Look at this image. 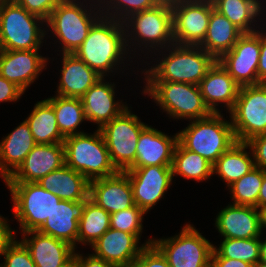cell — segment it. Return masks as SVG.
<instances>
[{
  "label": "cell",
  "mask_w": 266,
  "mask_h": 267,
  "mask_svg": "<svg viewBox=\"0 0 266 267\" xmlns=\"http://www.w3.org/2000/svg\"><path fill=\"white\" fill-rule=\"evenodd\" d=\"M178 134H167L147 126L141 133L136 147V160L130 168L172 165Z\"/></svg>",
  "instance_id": "obj_23"
},
{
  "label": "cell",
  "mask_w": 266,
  "mask_h": 267,
  "mask_svg": "<svg viewBox=\"0 0 266 267\" xmlns=\"http://www.w3.org/2000/svg\"><path fill=\"white\" fill-rule=\"evenodd\" d=\"M215 226L224 238L249 239L263 234L259 209L252 206L228 204L218 213Z\"/></svg>",
  "instance_id": "obj_22"
},
{
  "label": "cell",
  "mask_w": 266,
  "mask_h": 267,
  "mask_svg": "<svg viewBox=\"0 0 266 267\" xmlns=\"http://www.w3.org/2000/svg\"><path fill=\"white\" fill-rule=\"evenodd\" d=\"M2 139L0 142V175L5 181L23 163L36 143L26 120Z\"/></svg>",
  "instance_id": "obj_26"
},
{
  "label": "cell",
  "mask_w": 266,
  "mask_h": 267,
  "mask_svg": "<svg viewBox=\"0 0 266 267\" xmlns=\"http://www.w3.org/2000/svg\"><path fill=\"white\" fill-rule=\"evenodd\" d=\"M172 173L197 182L206 181L213 175V164L198 153L185 149L179 142L174 150Z\"/></svg>",
  "instance_id": "obj_35"
},
{
  "label": "cell",
  "mask_w": 266,
  "mask_h": 267,
  "mask_svg": "<svg viewBox=\"0 0 266 267\" xmlns=\"http://www.w3.org/2000/svg\"><path fill=\"white\" fill-rule=\"evenodd\" d=\"M5 183L12 195L13 212L21 233L38 230L61 200L37 182Z\"/></svg>",
  "instance_id": "obj_9"
},
{
  "label": "cell",
  "mask_w": 266,
  "mask_h": 267,
  "mask_svg": "<svg viewBox=\"0 0 266 267\" xmlns=\"http://www.w3.org/2000/svg\"><path fill=\"white\" fill-rule=\"evenodd\" d=\"M144 214L146 213L137 205L111 213L110 228L134 234L140 239Z\"/></svg>",
  "instance_id": "obj_39"
},
{
  "label": "cell",
  "mask_w": 266,
  "mask_h": 267,
  "mask_svg": "<svg viewBox=\"0 0 266 267\" xmlns=\"http://www.w3.org/2000/svg\"><path fill=\"white\" fill-rule=\"evenodd\" d=\"M109 228L110 214L88 197L80 213L77 244L92 245Z\"/></svg>",
  "instance_id": "obj_33"
},
{
  "label": "cell",
  "mask_w": 266,
  "mask_h": 267,
  "mask_svg": "<svg viewBox=\"0 0 266 267\" xmlns=\"http://www.w3.org/2000/svg\"><path fill=\"white\" fill-rule=\"evenodd\" d=\"M22 235L21 241L28 248L36 267H65L74 259L75 248L63 240L38 230L28 231Z\"/></svg>",
  "instance_id": "obj_20"
},
{
  "label": "cell",
  "mask_w": 266,
  "mask_h": 267,
  "mask_svg": "<svg viewBox=\"0 0 266 267\" xmlns=\"http://www.w3.org/2000/svg\"><path fill=\"white\" fill-rule=\"evenodd\" d=\"M140 239L128 232L109 228L95 243L91 245L93 255L117 267H134L141 251L152 244L148 239L138 246Z\"/></svg>",
  "instance_id": "obj_16"
},
{
  "label": "cell",
  "mask_w": 266,
  "mask_h": 267,
  "mask_svg": "<svg viewBox=\"0 0 266 267\" xmlns=\"http://www.w3.org/2000/svg\"><path fill=\"white\" fill-rule=\"evenodd\" d=\"M36 144L63 143L53 106L46 100L35 104L31 114L25 119Z\"/></svg>",
  "instance_id": "obj_31"
},
{
  "label": "cell",
  "mask_w": 266,
  "mask_h": 267,
  "mask_svg": "<svg viewBox=\"0 0 266 267\" xmlns=\"http://www.w3.org/2000/svg\"><path fill=\"white\" fill-rule=\"evenodd\" d=\"M228 113L237 141L248 142L266 134V84L240 87L235 105Z\"/></svg>",
  "instance_id": "obj_12"
},
{
  "label": "cell",
  "mask_w": 266,
  "mask_h": 267,
  "mask_svg": "<svg viewBox=\"0 0 266 267\" xmlns=\"http://www.w3.org/2000/svg\"><path fill=\"white\" fill-rule=\"evenodd\" d=\"M214 249L224 258L248 262L252 265L260 261V237L249 239L223 238Z\"/></svg>",
  "instance_id": "obj_37"
},
{
  "label": "cell",
  "mask_w": 266,
  "mask_h": 267,
  "mask_svg": "<svg viewBox=\"0 0 266 267\" xmlns=\"http://www.w3.org/2000/svg\"><path fill=\"white\" fill-rule=\"evenodd\" d=\"M263 239L260 237V261L266 262V238Z\"/></svg>",
  "instance_id": "obj_51"
},
{
  "label": "cell",
  "mask_w": 266,
  "mask_h": 267,
  "mask_svg": "<svg viewBox=\"0 0 266 267\" xmlns=\"http://www.w3.org/2000/svg\"><path fill=\"white\" fill-rule=\"evenodd\" d=\"M259 84H266V33L261 32V51L258 64Z\"/></svg>",
  "instance_id": "obj_48"
},
{
  "label": "cell",
  "mask_w": 266,
  "mask_h": 267,
  "mask_svg": "<svg viewBox=\"0 0 266 267\" xmlns=\"http://www.w3.org/2000/svg\"><path fill=\"white\" fill-rule=\"evenodd\" d=\"M82 206L83 202L60 200L38 231L63 240L76 249Z\"/></svg>",
  "instance_id": "obj_27"
},
{
  "label": "cell",
  "mask_w": 266,
  "mask_h": 267,
  "mask_svg": "<svg viewBox=\"0 0 266 267\" xmlns=\"http://www.w3.org/2000/svg\"><path fill=\"white\" fill-rule=\"evenodd\" d=\"M102 77L80 99L84 108L86 121L98 124L100 129L104 124L118 117L127 105L115 101V85L105 82Z\"/></svg>",
  "instance_id": "obj_21"
},
{
  "label": "cell",
  "mask_w": 266,
  "mask_h": 267,
  "mask_svg": "<svg viewBox=\"0 0 266 267\" xmlns=\"http://www.w3.org/2000/svg\"><path fill=\"white\" fill-rule=\"evenodd\" d=\"M102 15L123 22L130 15L156 6L153 0H98ZM106 5V6H105Z\"/></svg>",
  "instance_id": "obj_38"
},
{
  "label": "cell",
  "mask_w": 266,
  "mask_h": 267,
  "mask_svg": "<svg viewBox=\"0 0 266 267\" xmlns=\"http://www.w3.org/2000/svg\"><path fill=\"white\" fill-rule=\"evenodd\" d=\"M242 34L243 32L236 25L213 9L206 36L199 46L218 60L233 48Z\"/></svg>",
  "instance_id": "obj_29"
},
{
  "label": "cell",
  "mask_w": 266,
  "mask_h": 267,
  "mask_svg": "<svg viewBox=\"0 0 266 267\" xmlns=\"http://www.w3.org/2000/svg\"><path fill=\"white\" fill-rule=\"evenodd\" d=\"M205 105L212 113L219 112L218 103L225 104L230 112L238 97L240 86L218 61L208 70L198 84Z\"/></svg>",
  "instance_id": "obj_24"
},
{
  "label": "cell",
  "mask_w": 266,
  "mask_h": 267,
  "mask_svg": "<svg viewBox=\"0 0 266 267\" xmlns=\"http://www.w3.org/2000/svg\"><path fill=\"white\" fill-rule=\"evenodd\" d=\"M78 1L62 0L45 23L62 45V54H74L87 38L91 27L103 16L98 0H91L95 5L89 0Z\"/></svg>",
  "instance_id": "obj_3"
},
{
  "label": "cell",
  "mask_w": 266,
  "mask_h": 267,
  "mask_svg": "<svg viewBox=\"0 0 266 267\" xmlns=\"http://www.w3.org/2000/svg\"><path fill=\"white\" fill-rule=\"evenodd\" d=\"M264 169L254 167L250 172L231 184L228 189L235 205L252 206L258 209V196L263 182Z\"/></svg>",
  "instance_id": "obj_36"
},
{
  "label": "cell",
  "mask_w": 266,
  "mask_h": 267,
  "mask_svg": "<svg viewBox=\"0 0 266 267\" xmlns=\"http://www.w3.org/2000/svg\"><path fill=\"white\" fill-rule=\"evenodd\" d=\"M134 267H170L166 258L153 245L146 246L136 259Z\"/></svg>",
  "instance_id": "obj_42"
},
{
  "label": "cell",
  "mask_w": 266,
  "mask_h": 267,
  "mask_svg": "<svg viewBox=\"0 0 266 267\" xmlns=\"http://www.w3.org/2000/svg\"><path fill=\"white\" fill-rule=\"evenodd\" d=\"M214 9L229 19L243 33H253L254 22L262 14V3L258 0H212ZM254 27H252V26ZM254 28V29H253Z\"/></svg>",
  "instance_id": "obj_32"
},
{
  "label": "cell",
  "mask_w": 266,
  "mask_h": 267,
  "mask_svg": "<svg viewBox=\"0 0 266 267\" xmlns=\"http://www.w3.org/2000/svg\"><path fill=\"white\" fill-rule=\"evenodd\" d=\"M65 164L64 143L36 144L4 182H37Z\"/></svg>",
  "instance_id": "obj_18"
},
{
  "label": "cell",
  "mask_w": 266,
  "mask_h": 267,
  "mask_svg": "<svg viewBox=\"0 0 266 267\" xmlns=\"http://www.w3.org/2000/svg\"><path fill=\"white\" fill-rule=\"evenodd\" d=\"M89 198L109 214L135 205L131 182L125 171L89 181Z\"/></svg>",
  "instance_id": "obj_19"
},
{
  "label": "cell",
  "mask_w": 266,
  "mask_h": 267,
  "mask_svg": "<svg viewBox=\"0 0 266 267\" xmlns=\"http://www.w3.org/2000/svg\"><path fill=\"white\" fill-rule=\"evenodd\" d=\"M147 126L127 108L99 129L104 137L111 161L118 171L128 170L134 164L140 133Z\"/></svg>",
  "instance_id": "obj_11"
},
{
  "label": "cell",
  "mask_w": 266,
  "mask_h": 267,
  "mask_svg": "<svg viewBox=\"0 0 266 267\" xmlns=\"http://www.w3.org/2000/svg\"><path fill=\"white\" fill-rule=\"evenodd\" d=\"M212 0H181L172 7L173 39L178 45L199 46L207 33Z\"/></svg>",
  "instance_id": "obj_13"
},
{
  "label": "cell",
  "mask_w": 266,
  "mask_h": 267,
  "mask_svg": "<svg viewBox=\"0 0 266 267\" xmlns=\"http://www.w3.org/2000/svg\"><path fill=\"white\" fill-rule=\"evenodd\" d=\"M39 54V50H0V75L25 92L47 67L49 58Z\"/></svg>",
  "instance_id": "obj_17"
},
{
  "label": "cell",
  "mask_w": 266,
  "mask_h": 267,
  "mask_svg": "<svg viewBox=\"0 0 266 267\" xmlns=\"http://www.w3.org/2000/svg\"><path fill=\"white\" fill-rule=\"evenodd\" d=\"M211 267H252V264L242 260L224 258L213 248Z\"/></svg>",
  "instance_id": "obj_46"
},
{
  "label": "cell",
  "mask_w": 266,
  "mask_h": 267,
  "mask_svg": "<svg viewBox=\"0 0 266 267\" xmlns=\"http://www.w3.org/2000/svg\"><path fill=\"white\" fill-rule=\"evenodd\" d=\"M260 32L243 33L233 48L217 60L240 87L259 84Z\"/></svg>",
  "instance_id": "obj_14"
},
{
  "label": "cell",
  "mask_w": 266,
  "mask_h": 267,
  "mask_svg": "<svg viewBox=\"0 0 266 267\" xmlns=\"http://www.w3.org/2000/svg\"><path fill=\"white\" fill-rule=\"evenodd\" d=\"M65 267H77L75 259H73L67 266Z\"/></svg>",
  "instance_id": "obj_54"
},
{
  "label": "cell",
  "mask_w": 266,
  "mask_h": 267,
  "mask_svg": "<svg viewBox=\"0 0 266 267\" xmlns=\"http://www.w3.org/2000/svg\"><path fill=\"white\" fill-rule=\"evenodd\" d=\"M65 164L88 181L108 177L118 172L113 165L101 131L93 135L80 133L64 139Z\"/></svg>",
  "instance_id": "obj_6"
},
{
  "label": "cell",
  "mask_w": 266,
  "mask_h": 267,
  "mask_svg": "<svg viewBox=\"0 0 266 267\" xmlns=\"http://www.w3.org/2000/svg\"><path fill=\"white\" fill-rule=\"evenodd\" d=\"M15 230H12L7 220L0 215V256L15 240Z\"/></svg>",
  "instance_id": "obj_45"
},
{
  "label": "cell",
  "mask_w": 266,
  "mask_h": 267,
  "mask_svg": "<svg viewBox=\"0 0 266 267\" xmlns=\"http://www.w3.org/2000/svg\"><path fill=\"white\" fill-rule=\"evenodd\" d=\"M74 54L101 77L118 70L129 54L123 22L102 16Z\"/></svg>",
  "instance_id": "obj_1"
},
{
  "label": "cell",
  "mask_w": 266,
  "mask_h": 267,
  "mask_svg": "<svg viewBox=\"0 0 266 267\" xmlns=\"http://www.w3.org/2000/svg\"><path fill=\"white\" fill-rule=\"evenodd\" d=\"M252 267H266V262L258 261L256 264L252 265Z\"/></svg>",
  "instance_id": "obj_53"
},
{
  "label": "cell",
  "mask_w": 266,
  "mask_h": 267,
  "mask_svg": "<svg viewBox=\"0 0 266 267\" xmlns=\"http://www.w3.org/2000/svg\"><path fill=\"white\" fill-rule=\"evenodd\" d=\"M143 94L150 96L173 119L195 120L212 112L205 105L199 86L177 82H146Z\"/></svg>",
  "instance_id": "obj_8"
},
{
  "label": "cell",
  "mask_w": 266,
  "mask_h": 267,
  "mask_svg": "<svg viewBox=\"0 0 266 267\" xmlns=\"http://www.w3.org/2000/svg\"><path fill=\"white\" fill-rule=\"evenodd\" d=\"M46 100L53 106L58 129L64 138L84 133V131L76 130L77 127L79 128L80 124L86 120L80 98L55 95Z\"/></svg>",
  "instance_id": "obj_34"
},
{
  "label": "cell",
  "mask_w": 266,
  "mask_h": 267,
  "mask_svg": "<svg viewBox=\"0 0 266 267\" xmlns=\"http://www.w3.org/2000/svg\"><path fill=\"white\" fill-rule=\"evenodd\" d=\"M74 259L77 267H117L101 258L96 257L93 254H89L88 257L86 256L84 258L82 254L75 252Z\"/></svg>",
  "instance_id": "obj_47"
},
{
  "label": "cell",
  "mask_w": 266,
  "mask_h": 267,
  "mask_svg": "<svg viewBox=\"0 0 266 267\" xmlns=\"http://www.w3.org/2000/svg\"><path fill=\"white\" fill-rule=\"evenodd\" d=\"M152 244L166 258L170 267H211L214 245L191 224L183 226L176 236L153 239Z\"/></svg>",
  "instance_id": "obj_10"
},
{
  "label": "cell",
  "mask_w": 266,
  "mask_h": 267,
  "mask_svg": "<svg viewBox=\"0 0 266 267\" xmlns=\"http://www.w3.org/2000/svg\"><path fill=\"white\" fill-rule=\"evenodd\" d=\"M4 262L0 267H36L28 248L22 241L14 240L2 254Z\"/></svg>",
  "instance_id": "obj_40"
},
{
  "label": "cell",
  "mask_w": 266,
  "mask_h": 267,
  "mask_svg": "<svg viewBox=\"0 0 266 267\" xmlns=\"http://www.w3.org/2000/svg\"><path fill=\"white\" fill-rule=\"evenodd\" d=\"M172 165L145 166L125 170L131 182L135 205L147 213L172 185Z\"/></svg>",
  "instance_id": "obj_15"
},
{
  "label": "cell",
  "mask_w": 266,
  "mask_h": 267,
  "mask_svg": "<svg viewBox=\"0 0 266 267\" xmlns=\"http://www.w3.org/2000/svg\"><path fill=\"white\" fill-rule=\"evenodd\" d=\"M177 134L178 142L185 149L198 153L212 164L237 142L231 121L225 120L221 112L191 120Z\"/></svg>",
  "instance_id": "obj_4"
},
{
  "label": "cell",
  "mask_w": 266,
  "mask_h": 267,
  "mask_svg": "<svg viewBox=\"0 0 266 267\" xmlns=\"http://www.w3.org/2000/svg\"><path fill=\"white\" fill-rule=\"evenodd\" d=\"M24 7L29 13L34 14L47 21L53 9L62 0H13Z\"/></svg>",
  "instance_id": "obj_41"
},
{
  "label": "cell",
  "mask_w": 266,
  "mask_h": 267,
  "mask_svg": "<svg viewBox=\"0 0 266 267\" xmlns=\"http://www.w3.org/2000/svg\"><path fill=\"white\" fill-rule=\"evenodd\" d=\"M246 149H250L249 152ZM254 167V156L249 144L237 141L213 164V174L216 173L229 187Z\"/></svg>",
  "instance_id": "obj_30"
},
{
  "label": "cell",
  "mask_w": 266,
  "mask_h": 267,
  "mask_svg": "<svg viewBox=\"0 0 266 267\" xmlns=\"http://www.w3.org/2000/svg\"><path fill=\"white\" fill-rule=\"evenodd\" d=\"M123 25L126 45L130 54L133 51L130 48H133L134 44L137 45L135 46L136 48L138 45L142 48L138 49V51L141 50V53L142 51L144 53L146 49L149 53L151 50H154L153 52L155 53V50L158 51L159 49L158 52L160 53V49H166L175 44L173 39L172 8L169 6L156 5L151 9L134 13L123 21ZM129 43L132 44L130 45Z\"/></svg>",
  "instance_id": "obj_5"
},
{
  "label": "cell",
  "mask_w": 266,
  "mask_h": 267,
  "mask_svg": "<svg viewBox=\"0 0 266 267\" xmlns=\"http://www.w3.org/2000/svg\"><path fill=\"white\" fill-rule=\"evenodd\" d=\"M156 5L176 6L181 0H153Z\"/></svg>",
  "instance_id": "obj_50"
},
{
  "label": "cell",
  "mask_w": 266,
  "mask_h": 267,
  "mask_svg": "<svg viewBox=\"0 0 266 267\" xmlns=\"http://www.w3.org/2000/svg\"><path fill=\"white\" fill-rule=\"evenodd\" d=\"M24 92L14 83L0 75V103L17 101Z\"/></svg>",
  "instance_id": "obj_44"
},
{
  "label": "cell",
  "mask_w": 266,
  "mask_h": 267,
  "mask_svg": "<svg viewBox=\"0 0 266 267\" xmlns=\"http://www.w3.org/2000/svg\"><path fill=\"white\" fill-rule=\"evenodd\" d=\"M247 143L252 150L255 166L266 170V134L253 137Z\"/></svg>",
  "instance_id": "obj_43"
},
{
  "label": "cell",
  "mask_w": 266,
  "mask_h": 267,
  "mask_svg": "<svg viewBox=\"0 0 266 267\" xmlns=\"http://www.w3.org/2000/svg\"><path fill=\"white\" fill-rule=\"evenodd\" d=\"M60 83L56 95L81 98L102 77L75 54H62Z\"/></svg>",
  "instance_id": "obj_25"
},
{
  "label": "cell",
  "mask_w": 266,
  "mask_h": 267,
  "mask_svg": "<svg viewBox=\"0 0 266 267\" xmlns=\"http://www.w3.org/2000/svg\"><path fill=\"white\" fill-rule=\"evenodd\" d=\"M266 207V170L264 169L263 182L258 196V209Z\"/></svg>",
  "instance_id": "obj_49"
},
{
  "label": "cell",
  "mask_w": 266,
  "mask_h": 267,
  "mask_svg": "<svg viewBox=\"0 0 266 267\" xmlns=\"http://www.w3.org/2000/svg\"><path fill=\"white\" fill-rule=\"evenodd\" d=\"M10 1H13V0H0V4L1 3H6V2H10Z\"/></svg>",
  "instance_id": "obj_55"
},
{
  "label": "cell",
  "mask_w": 266,
  "mask_h": 267,
  "mask_svg": "<svg viewBox=\"0 0 266 267\" xmlns=\"http://www.w3.org/2000/svg\"><path fill=\"white\" fill-rule=\"evenodd\" d=\"M45 20L14 1L0 4V50H39L47 31ZM43 28V29H41Z\"/></svg>",
  "instance_id": "obj_7"
},
{
  "label": "cell",
  "mask_w": 266,
  "mask_h": 267,
  "mask_svg": "<svg viewBox=\"0 0 266 267\" xmlns=\"http://www.w3.org/2000/svg\"><path fill=\"white\" fill-rule=\"evenodd\" d=\"M165 51H169V54H162L158 64L151 66L150 69H144L145 82L198 85L217 61L200 46L173 44Z\"/></svg>",
  "instance_id": "obj_2"
},
{
  "label": "cell",
  "mask_w": 266,
  "mask_h": 267,
  "mask_svg": "<svg viewBox=\"0 0 266 267\" xmlns=\"http://www.w3.org/2000/svg\"><path fill=\"white\" fill-rule=\"evenodd\" d=\"M37 183L61 200L84 202L89 197V181L66 164L50 172Z\"/></svg>",
  "instance_id": "obj_28"
},
{
  "label": "cell",
  "mask_w": 266,
  "mask_h": 267,
  "mask_svg": "<svg viewBox=\"0 0 266 267\" xmlns=\"http://www.w3.org/2000/svg\"><path fill=\"white\" fill-rule=\"evenodd\" d=\"M260 212V222H261V232L266 228V207L259 209Z\"/></svg>",
  "instance_id": "obj_52"
}]
</instances>
